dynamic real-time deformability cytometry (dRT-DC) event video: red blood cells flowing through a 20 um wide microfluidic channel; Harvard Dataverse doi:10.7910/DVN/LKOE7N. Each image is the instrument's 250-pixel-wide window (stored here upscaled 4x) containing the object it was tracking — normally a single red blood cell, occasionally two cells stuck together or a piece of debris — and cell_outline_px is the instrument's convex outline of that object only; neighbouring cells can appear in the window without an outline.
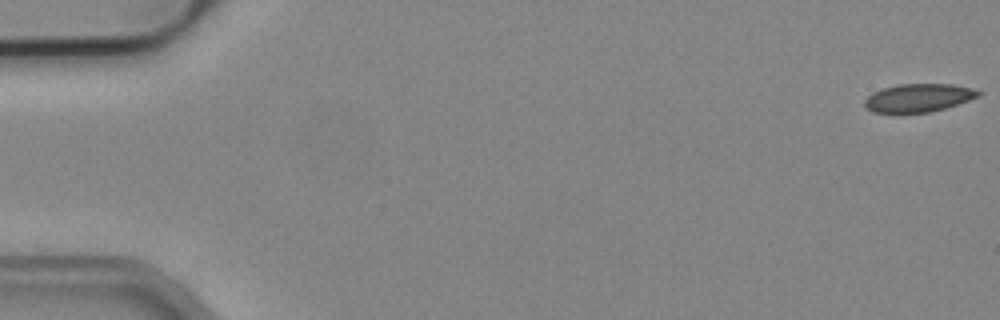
{"species": "common noctule bat (a hibernating species)", "species_latin": "Nyctalus noctula", "temperature_condition": "cold", "stored_images_in_passage": 6, "camera_frame_rate_fps": 3000, "um_per_image_px": 0.085, "animal": {"sex": "male", "body_mass_g": 19.2, "forearm_length_mm": 51.8}, "frame": {"image": 1, "passage_image": 1, "time_ms": 0.0, "image_size_px": [1000, 320], "cell_outline_px": [[984, 92], [980, 96], [944, 108], [928, 112], [872, 112], [864, 104], [864, 100], [872, 92], [884, 88], [900, 84], [952, 84], [972, 88]], "centroid_in_image_um": [78.09, 8.3], "position_along_channel_um": 6.9, "area_um2": 18.44}}
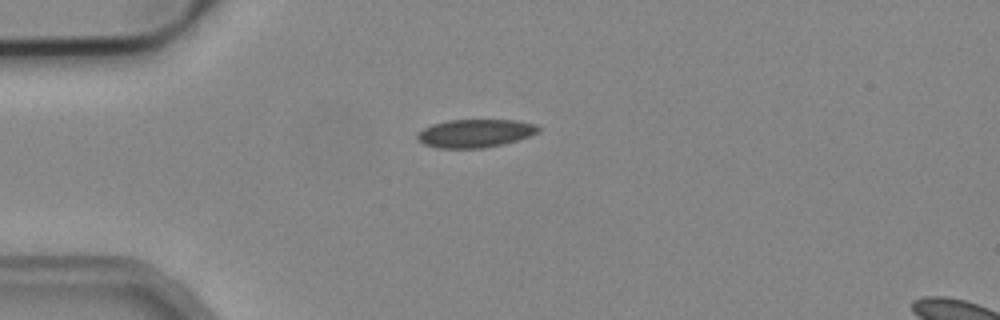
{"frame": {"image": 2, "passage_image": 4, "time_ms": 1.0, "image_size_px": [1000, 320], "cell_outline_px": [[540, 132], [504, 144], [480, 148], [436, 148], [424, 144], [416, 140], [416, 136], [424, 128], [432, 124], [448, 120], [516, 120], [536, 124], [540, 128]], "centroid_in_image_um": [40.38, 11.33], "position_along_channel_um": 44.6, "area_um2": 19.88}}